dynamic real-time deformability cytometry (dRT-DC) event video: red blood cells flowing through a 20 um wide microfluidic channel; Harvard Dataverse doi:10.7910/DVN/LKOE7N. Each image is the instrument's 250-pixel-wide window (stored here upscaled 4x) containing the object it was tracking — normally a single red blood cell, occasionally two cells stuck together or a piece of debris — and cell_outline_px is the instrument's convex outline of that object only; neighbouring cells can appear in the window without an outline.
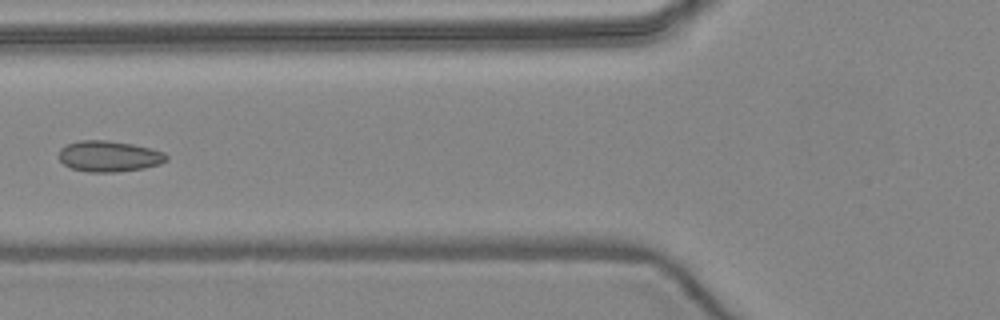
{"species": "common noctule bat (a hibernating species)", "species_latin": "Nyctalus noctula", "temperature_condition": "warm", "stored_images_in_passage": 5, "camera_frame_rate_fps": 3000, "um_per_image_px": 0.085, "animal": {"sex": "female", "body_mass_g": 24.6, "forearm_length_mm": 56.2}, "frame": {"image": 1, "passage_image": 5, "time_ms": 5.667, "image_size_px": [1000, 320], "cell_outline_px": [[168, 160], [160, 164], [144, 168], [116, 172], [88, 172], [72, 168], [64, 164], [60, 160], [60, 148], [68, 144], [80, 140], [108, 140], [132, 144], [152, 148], [164, 152], [168, 156]], "centroid_in_image_um": [9.3, 13.28], "position_along_channel_um": 116.5, "area_um2": 19.42}}